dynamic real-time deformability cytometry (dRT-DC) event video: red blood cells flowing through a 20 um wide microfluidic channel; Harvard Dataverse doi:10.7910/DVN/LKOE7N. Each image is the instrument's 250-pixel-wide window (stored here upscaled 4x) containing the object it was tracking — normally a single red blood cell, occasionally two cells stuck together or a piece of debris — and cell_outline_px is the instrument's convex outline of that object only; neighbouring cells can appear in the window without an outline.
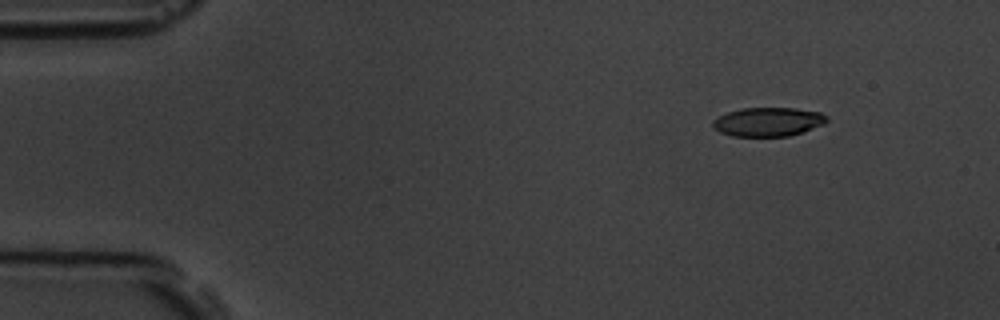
{"species": "common noctule bat (a hibernating species)", "species_latin": "Nyctalus noctula", "temperature_condition": "room temperature", "stored_images_in_passage": 5, "camera_frame_rate_fps": 3000, "um_per_image_px": 0.085, "animal": {"sex": "male", "body_mass_g": 19.5, "forearm_length_mm": 54.6}, "frame": {"image": 1, "passage_image": 2, "time_ms": 2.0, "image_size_px": [1000, 320], "cell_outline_px": [[828, 120], [824, 124], [788, 136], [732, 136], [720, 132], [712, 124], [712, 120], [728, 112], [744, 108], [792, 108], [820, 112], [828, 116]], "centroid_in_image_um": [65.3, 10.35], "position_along_channel_um": 19.7, "area_um2": 18.96}}
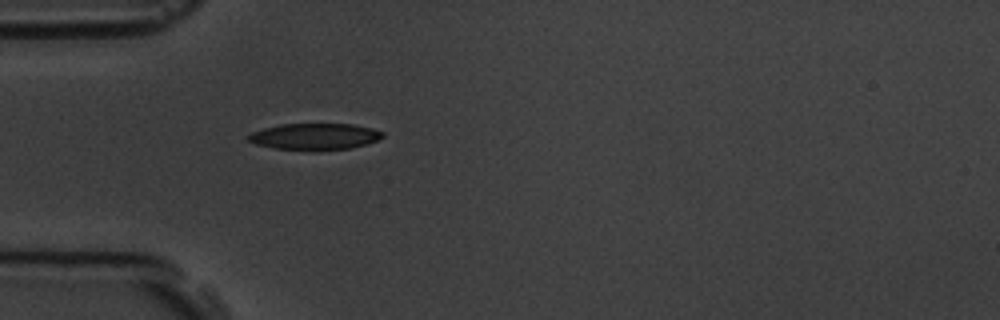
{"frame": {"image": 2, "passage_image": 5, "time_ms": 5.333, "image_size_px": [1000, 320], "cell_outline_px": [[384, 136], [376, 140], [352, 148], [316, 152], [276, 148], [256, 144], [248, 140], [248, 136], [252, 132], [264, 128], [280, 124], [352, 124], [372, 128], [384, 132]], "centroid_in_image_um": [26.77, 11.62], "position_along_channel_um": 58.2, "area_um2": 20.92}}